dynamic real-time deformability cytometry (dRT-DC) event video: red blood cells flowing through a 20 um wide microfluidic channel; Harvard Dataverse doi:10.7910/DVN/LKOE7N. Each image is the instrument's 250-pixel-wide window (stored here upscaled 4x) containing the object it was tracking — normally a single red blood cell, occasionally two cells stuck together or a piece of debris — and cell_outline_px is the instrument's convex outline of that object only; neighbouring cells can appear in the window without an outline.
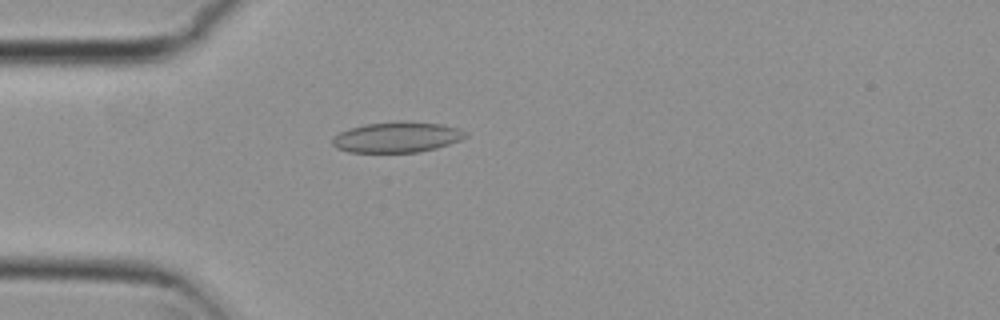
{"species": "common noctule bat (a hibernating species)", "species_latin": "Nyctalus noctula", "temperature_condition": "cold", "stored_images_in_passage": 4, "camera_frame_rate_fps": 3000, "um_per_image_px": 0.085, "animal": {"sex": "female", "body_mass_g": 29.2, "forearm_length_mm": 56.3}, "frame": {"image": 1, "passage_image": 4, "time_ms": 1.0, "image_size_px": [1000, 320], "cell_outline_px": [[468, 136], [460, 140], [436, 148], [420, 152], [348, 152], [336, 148], [332, 144], [332, 136], [340, 132], [364, 124], [400, 120], [404, 120], [444, 124], [460, 128], [468, 132]], "centroid_in_image_um": [33.77, 11.64], "position_along_channel_um": 51.2, "area_um2": 24.1}}